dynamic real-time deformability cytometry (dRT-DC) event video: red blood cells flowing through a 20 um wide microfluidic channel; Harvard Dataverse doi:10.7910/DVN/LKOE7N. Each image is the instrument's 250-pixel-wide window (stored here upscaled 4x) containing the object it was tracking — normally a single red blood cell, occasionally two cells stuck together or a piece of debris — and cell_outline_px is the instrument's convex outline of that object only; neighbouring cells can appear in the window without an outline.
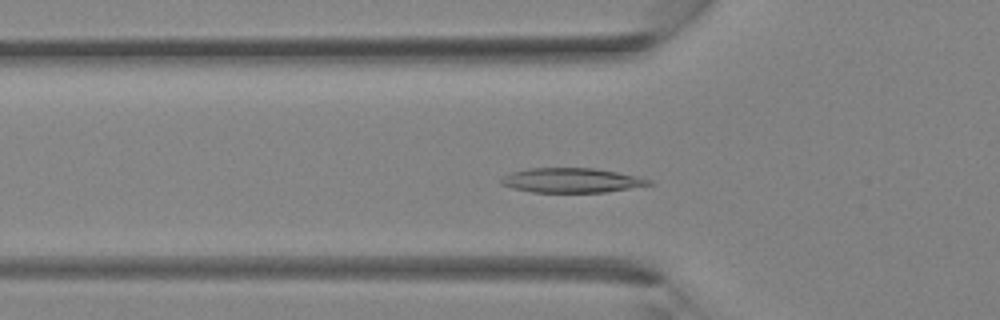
{"species": "Egyptian fruit bat (a non-hibernating species)", "species_latin": "Rousettus aegyptiacus", "temperature_condition": "room temperature", "stored_images_in_passage": 34, "camera_frame_rate_fps": 3000, "um_per_image_px": 0.085, "animal": {"sex": "female"}, "frame": {"image": 1, "passage_image": 11, "time_ms": 3.333, "image_size_px": [1000, 320], "cell_outline_px": [[656, 184], [604, 192], [532, 192], [512, 188], [500, 184], [500, 180], [504, 176], [512, 172], [528, 168], [592, 168], [616, 172], [636, 176], [652, 180]], "centroid_in_image_um": [48.58, 15.33], "position_along_channel_um": 77.2, "area_um2": 21.1}}
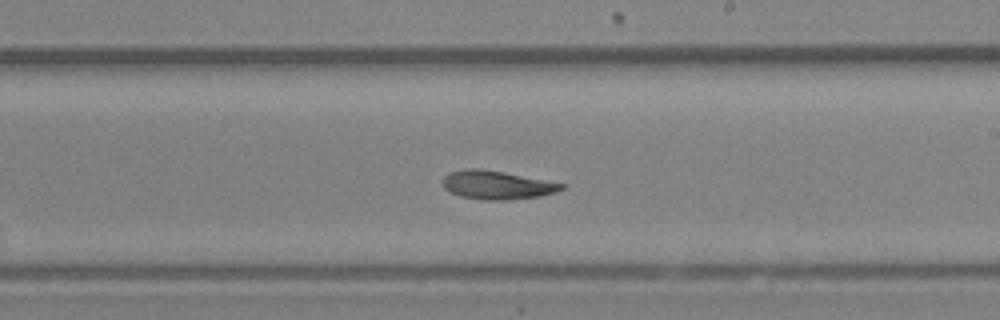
{"frame": {"image": 2, "passage_image": 20, "time_ms": 6.333, "image_size_px": [1000, 320], "cell_outline_px": [[564, 188], [556, 192], [540, 196], [504, 200], [484, 200], [460, 196], [448, 192], [444, 188], [440, 180], [448, 172], [464, 168], [480, 168], [504, 172], [564, 184]], "centroid_in_image_um": [42.14, 15.71], "position_along_channel_um": 246.9, "area_um2": 19.88}}
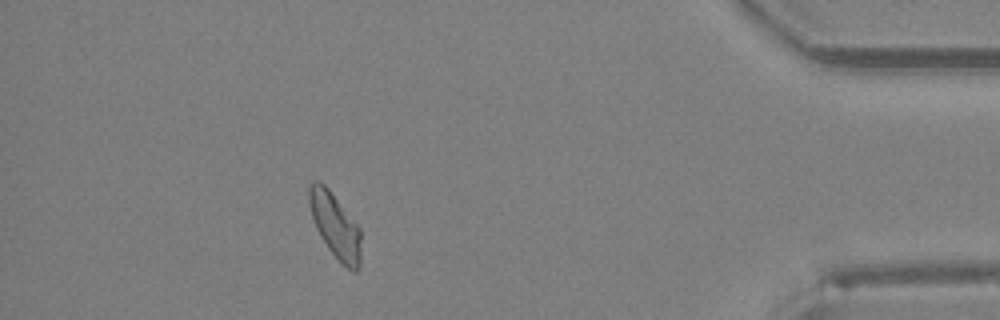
{"frame": {"image": 3, "passage_image": 31, "time_ms": 10.0, "image_size_px": [1000, 320], "cell_outline_px": [[360, 264], [356, 272], [352, 272], [328, 248], [320, 236], [316, 228], [312, 216], [308, 200], [308, 188], [312, 180], [320, 180], [328, 188], [360, 228]], "centroid_in_image_um": [28.47, 19.14], "position_along_channel_um": 406.7, "area_um2": 19.36}}